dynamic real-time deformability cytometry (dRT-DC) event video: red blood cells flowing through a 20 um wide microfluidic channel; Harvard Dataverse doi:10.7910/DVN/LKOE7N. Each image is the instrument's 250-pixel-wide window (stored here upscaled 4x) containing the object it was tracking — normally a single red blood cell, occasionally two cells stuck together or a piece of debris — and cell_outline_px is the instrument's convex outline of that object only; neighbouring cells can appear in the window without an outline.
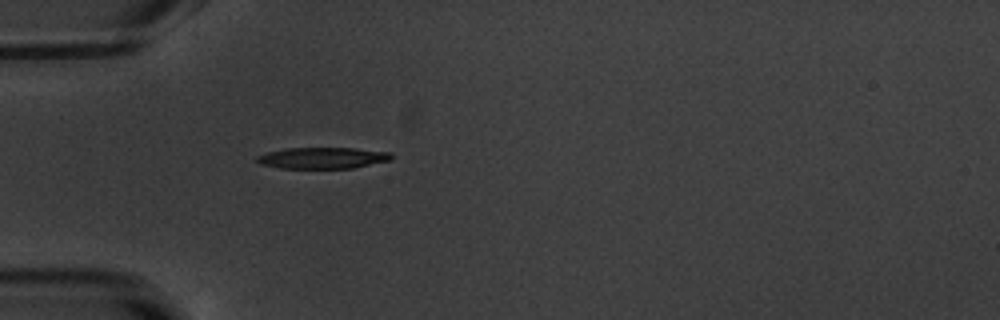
{"species": "common noctule bat (a hibernating species)", "species_latin": "Nyctalus noctula", "temperature_condition": "warm", "stored_images_in_passage": 38, "camera_frame_rate_fps": 3000, "um_per_image_px": 0.085, "animal": {"sex": "male", "body_mass_g": 20.1, "forearm_length_mm": 53.5}, "frame": {"image": 1, "passage_image": 1, "time_ms": 0.0, "image_size_px": [1000, 320], "cell_outline_px": [[392, 160], [352, 168], [280, 168], [260, 164], [256, 160], [256, 156], [268, 152], [284, 148], [352, 148], [392, 152]], "centroid_in_image_um": [27.43, 13.42], "position_along_channel_um": 57.6, "area_um2": 16.7}}
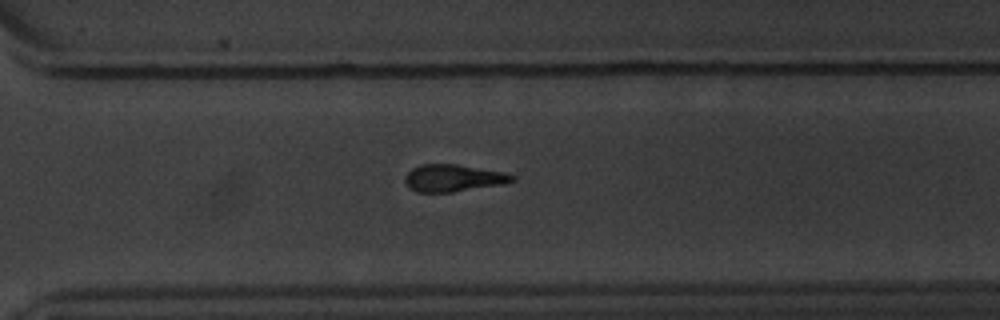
{"frame": {"image": 2, "passage_image": 23, "time_ms": 7.333, "image_size_px": [1000, 320], "cell_outline_px": [[516, 180], [504, 184], [452, 192], [416, 192], [404, 180], [404, 176], [412, 168], [420, 164], [456, 164], [504, 172], [516, 176]], "centroid_in_image_um": [38.55, 15.13], "position_along_channel_um": 332.1, "area_um2": 16.94}}
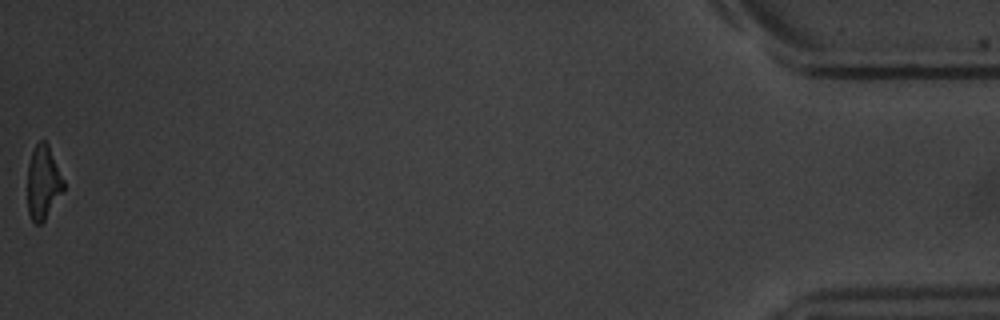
{"frame": {"image": 3, "passage_image": 38, "time_ms": 12.333, "image_size_px": [1000, 320], "cell_outline_px": [[64, 192], [44, 220], [40, 224], [36, 224], [32, 220], [28, 212], [28, 164], [32, 152], [36, 144], [40, 140], [44, 140], [48, 144], [64, 180]], "centroid_in_image_um": [3.68, 15.52], "position_along_channel_um": 431.5, "area_um2": 15.49}, "authors_computed_cell_mechanics": {"area_um2": 17.34, "velocity_mm_per_s": 3.8251, "shape_relaxation_time_tau1_ms": 3.1769, "shape_relaxation_time_tau2_ms": null, "deformation_change_tau1": 0.1764, "deformation_change_tau2": null}}